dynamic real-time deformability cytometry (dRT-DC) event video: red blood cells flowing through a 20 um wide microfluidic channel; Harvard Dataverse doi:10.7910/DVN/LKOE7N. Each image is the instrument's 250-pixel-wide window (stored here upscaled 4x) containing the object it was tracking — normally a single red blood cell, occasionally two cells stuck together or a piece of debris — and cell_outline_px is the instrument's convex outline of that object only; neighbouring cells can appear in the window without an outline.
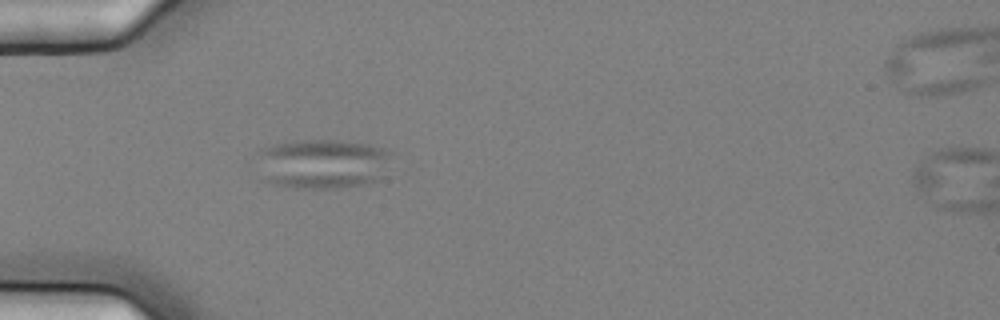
{"species": "common noctule bat (a hibernating species)", "species_latin": "Nyctalus noctula", "temperature_condition": "cold", "stored_images_in_passage": 5, "camera_frame_rate_fps": 3000, "um_per_image_px": 0.085, "animal": {"sex": "female", "body_mass_g": 25.1}, "frame": {"image": 1, "passage_image": 5, "time_ms": 1.333, "image_size_px": [1000, 320], "cell_outline_px": [[392, 152], [380, 176], [376, 180], [364, 184], [340, 188], [296, 188], [276, 184], [264, 180], [264, 152], [268, 148], [276, 144], [296, 140], [332, 140], [368, 144]], "centroid_in_image_um": [27.51, 13.93], "position_along_channel_um": 57.5, "area_um2": 37.51}}